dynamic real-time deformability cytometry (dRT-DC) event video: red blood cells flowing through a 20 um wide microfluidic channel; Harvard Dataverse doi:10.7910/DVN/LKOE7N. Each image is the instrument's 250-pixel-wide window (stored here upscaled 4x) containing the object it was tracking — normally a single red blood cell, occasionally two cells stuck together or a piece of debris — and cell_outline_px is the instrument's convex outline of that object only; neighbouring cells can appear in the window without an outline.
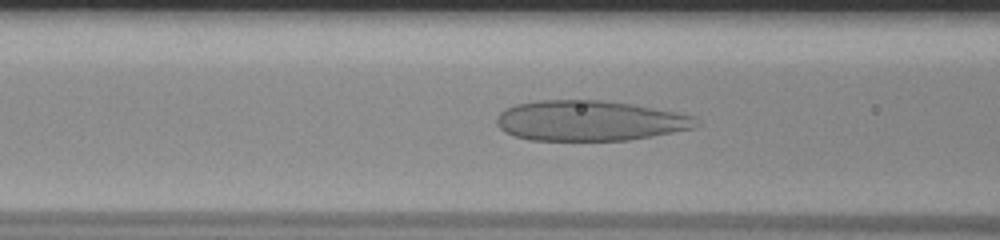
{"species": "human", "species_latin": "Homo sapiens", "temperature_condition": "room temperature", "stored_images_in_passage": 55, "camera_frame_rate_fps": 3000, "um_per_image_px": 0.085, "donor": {"sex": "male"}, "frame": {"image": 1, "passage_image": 23, "time_ms": 7.333, "image_size_px": [1000, 240], "cell_outline_px": [[700, 124], [696, 128], [652, 136], [628, 140], [528, 140], [504, 132], [496, 124], [496, 116], [504, 108], [516, 104], [536, 100], [600, 100], [632, 104], [692, 116]], "centroid_in_image_um": [50.06, 10.26], "position_along_channel_um": 116.5, "area_um2": 46.82}}
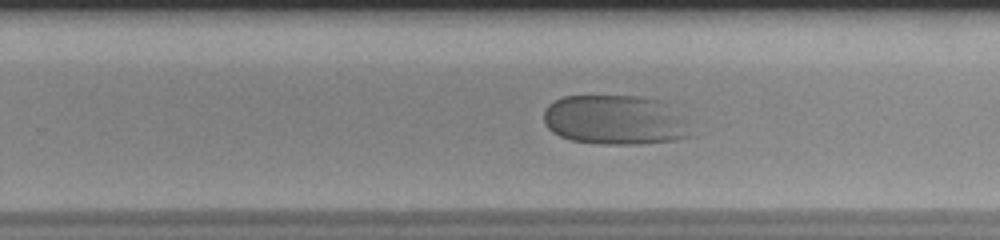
{"frame": {"image": 2, "passage_image": 36, "time_ms": 11.667, "image_size_px": [1000, 240], "cell_outline_px": [[688, 136], [676, 140], [640, 144], [600, 144], [572, 140], [560, 136], [552, 132], [548, 128], [544, 120], [544, 112], [548, 104], [564, 96], [640, 96], [660, 100], [684, 120]], "centroid_in_image_um": [52.19, 10.2], "position_along_channel_um": 277.6, "area_um2": 41.96}}
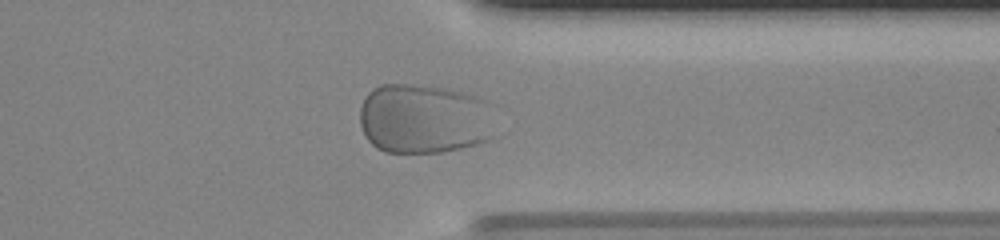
{"frame": {"image": 3, "passage_image": 44, "time_ms": 14.333, "image_size_px": [1000, 240], "cell_outline_px": [[488, 140], [476, 144], [460, 148], [440, 152], [384, 152], [376, 148], [368, 140], [360, 124], [360, 108], [368, 92], [372, 88], [380, 84], [408, 84], [448, 88], [464, 92], [476, 96], [484, 100]], "centroid_in_image_um": [35.88, 10.08], "position_along_channel_um": 375.5, "area_um2": 54.1}}